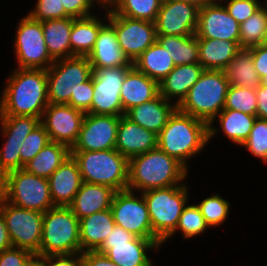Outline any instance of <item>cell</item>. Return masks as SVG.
Listing matches in <instances>:
<instances>
[{
    "label": "cell",
    "instance_id": "6da1fadb",
    "mask_svg": "<svg viewBox=\"0 0 267 266\" xmlns=\"http://www.w3.org/2000/svg\"><path fill=\"white\" fill-rule=\"evenodd\" d=\"M0 97V115L40 118L49 101L47 70L15 68Z\"/></svg>",
    "mask_w": 267,
    "mask_h": 266
},
{
    "label": "cell",
    "instance_id": "7a4b0ae2",
    "mask_svg": "<svg viewBox=\"0 0 267 266\" xmlns=\"http://www.w3.org/2000/svg\"><path fill=\"white\" fill-rule=\"evenodd\" d=\"M209 142V125L178 108L158 134V148L175 158L187 170L188 161Z\"/></svg>",
    "mask_w": 267,
    "mask_h": 266
},
{
    "label": "cell",
    "instance_id": "3957f363",
    "mask_svg": "<svg viewBox=\"0 0 267 266\" xmlns=\"http://www.w3.org/2000/svg\"><path fill=\"white\" fill-rule=\"evenodd\" d=\"M188 171L157 147L129 159L128 189L142 193L150 189L182 185Z\"/></svg>",
    "mask_w": 267,
    "mask_h": 266
},
{
    "label": "cell",
    "instance_id": "277c9868",
    "mask_svg": "<svg viewBox=\"0 0 267 266\" xmlns=\"http://www.w3.org/2000/svg\"><path fill=\"white\" fill-rule=\"evenodd\" d=\"M228 87L229 80L224 70L204 69L177 107L209 125L224 109Z\"/></svg>",
    "mask_w": 267,
    "mask_h": 266
},
{
    "label": "cell",
    "instance_id": "5b68a950",
    "mask_svg": "<svg viewBox=\"0 0 267 266\" xmlns=\"http://www.w3.org/2000/svg\"><path fill=\"white\" fill-rule=\"evenodd\" d=\"M83 182L110 186L116 191L128 189L129 160L116 149L71 151Z\"/></svg>",
    "mask_w": 267,
    "mask_h": 266
},
{
    "label": "cell",
    "instance_id": "8992f818",
    "mask_svg": "<svg viewBox=\"0 0 267 266\" xmlns=\"http://www.w3.org/2000/svg\"><path fill=\"white\" fill-rule=\"evenodd\" d=\"M186 184L155 188L142 192L153 233L163 242L176 234V226L188 203Z\"/></svg>",
    "mask_w": 267,
    "mask_h": 266
},
{
    "label": "cell",
    "instance_id": "52a82bcc",
    "mask_svg": "<svg viewBox=\"0 0 267 266\" xmlns=\"http://www.w3.org/2000/svg\"><path fill=\"white\" fill-rule=\"evenodd\" d=\"M82 253L80 221L69 207L55 206L43 213L39 255Z\"/></svg>",
    "mask_w": 267,
    "mask_h": 266
},
{
    "label": "cell",
    "instance_id": "ba28073f",
    "mask_svg": "<svg viewBox=\"0 0 267 266\" xmlns=\"http://www.w3.org/2000/svg\"><path fill=\"white\" fill-rule=\"evenodd\" d=\"M93 68L87 56L55 60L47 69L49 104H68L80 84L92 77Z\"/></svg>",
    "mask_w": 267,
    "mask_h": 266
},
{
    "label": "cell",
    "instance_id": "9c48e42d",
    "mask_svg": "<svg viewBox=\"0 0 267 266\" xmlns=\"http://www.w3.org/2000/svg\"><path fill=\"white\" fill-rule=\"evenodd\" d=\"M6 185V201L17 207L41 213L55 207L46 178L19 169L6 174Z\"/></svg>",
    "mask_w": 267,
    "mask_h": 266
},
{
    "label": "cell",
    "instance_id": "30bf717a",
    "mask_svg": "<svg viewBox=\"0 0 267 266\" xmlns=\"http://www.w3.org/2000/svg\"><path fill=\"white\" fill-rule=\"evenodd\" d=\"M14 40L17 68L47 70L54 59L50 56L43 36L42 22L22 17L17 24Z\"/></svg>",
    "mask_w": 267,
    "mask_h": 266
},
{
    "label": "cell",
    "instance_id": "8fae6325",
    "mask_svg": "<svg viewBox=\"0 0 267 266\" xmlns=\"http://www.w3.org/2000/svg\"><path fill=\"white\" fill-rule=\"evenodd\" d=\"M13 247L39 255L42 240L43 213L5 202L0 211Z\"/></svg>",
    "mask_w": 267,
    "mask_h": 266
},
{
    "label": "cell",
    "instance_id": "7c38bea8",
    "mask_svg": "<svg viewBox=\"0 0 267 266\" xmlns=\"http://www.w3.org/2000/svg\"><path fill=\"white\" fill-rule=\"evenodd\" d=\"M106 20L114 28L121 50L133 63L156 41L155 22L117 15L106 8Z\"/></svg>",
    "mask_w": 267,
    "mask_h": 266
},
{
    "label": "cell",
    "instance_id": "4fadbf2b",
    "mask_svg": "<svg viewBox=\"0 0 267 266\" xmlns=\"http://www.w3.org/2000/svg\"><path fill=\"white\" fill-rule=\"evenodd\" d=\"M129 189L116 191L110 207L115 225H118L136 237L159 239L152 230L146 202Z\"/></svg>",
    "mask_w": 267,
    "mask_h": 266
},
{
    "label": "cell",
    "instance_id": "5bb4252c",
    "mask_svg": "<svg viewBox=\"0 0 267 266\" xmlns=\"http://www.w3.org/2000/svg\"><path fill=\"white\" fill-rule=\"evenodd\" d=\"M131 67L93 68L91 114L125 115L120 90L125 75Z\"/></svg>",
    "mask_w": 267,
    "mask_h": 266
},
{
    "label": "cell",
    "instance_id": "9a60e30c",
    "mask_svg": "<svg viewBox=\"0 0 267 266\" xmlns=\"http://www.w3.org/2000/svg\"><path fill=\"white\" fill-rule=\"evenodd\" d=\"M2 136L6 139L0 148V171L9 173L20 169V148L26 137L40 124V118L0 115Z\"/></svg>",
    "mask_w": 267,
    "mask_h": 266
},
{
    "label": "cell",
    "instance_id": "2e32d148",
    "mask_svg": "<svg viewBox=\"0 0 267 266\" xmlns=\"http://www.w3.org/2000/svg\"><path fill=\"white\" fill-rule=\"evenodd\" d=\"M120 116L86 113L71 151L115 149Z\"/></svg>",
    "mask_w": 267,
    "mask_h": 266
},
{
    "label": "cell",
    "instance_id": "e0dca14e",
    "mask_svg": "<svg viewBox=\"0 0 267 266\" xmlns=\"http://www.w3.org/2000/svg\"><path fill=\"white\" fill-rule=\"evenodd\" d=\"M85 113L67 104H48L40 123L48 133L50 141L67 145L76 143Z\"/></svg>",
    "mask_w": 267,
    "mask_h": 266
},
{
    "label": "cell",
    "instance_id": "ac0fdd59",
    "mask_svg": "<svg viewBox=\"0 0 267 266\" xmlns=\"http://www.w3.org/2000/svg\"><path fill=\"white\" fill-rule=\"evenodd\" d=\"M197 6L173 0H163L155 21L156 35L190 36L196 33Z\"/></svg>",
    "mask_w": 267,
    "mask_h": 266
},
{
    "label": "cell",
    "instance_id": "d6986e66",
    "mask_svg": "<svg viewBox=\"0 0 267 266\" xmlns=\"http://www.w3.org/2000/svg\"><path fill=\"white\" fill-rule=\"evenodd\" d=\"M240 24L228 13L220 0L199 9L198 38L235 41L240 46Z\"/></svg>",
    "mask_w": 267,
    "mask_h": 266
},
{
    "label": "cell",
    "instance_id": "ffe728a7",
    "mask_svg": "<svg viewBox=\"0 0 267 266\" xmlns=\"http://www.w3.org/2000/svg\"><path fill=\"white\" fill-rule=\"evenodd\" d=\"M158 147V135L120 116L115 149L128 160Z\"/></svg>",
    "mask_w": 267,
    "mask_h": 266
},
{
    "label": "cell",
    "instance_id": "44dd1931",
    "mask_svg": "<svg viewBox=\"0 0 267 266\" xmlns=\"http://www.w3.org/2000/svg\"><path fill=\"white\" fill-rule=\"evenodd\" d=\"M87 58L92 68L133 66L121 50L116 32L108 22L100 29L94 47Z\"/></svg>",
    "mask_w": 267,
    "mask_h": 266
},
{
    "label": "cell",
    "instance_id": "7402d4cb",
    "mask_svg": "<svg viewBox=\"0 0 267 266\" xmlns=\"http://www.w3.org/2000/svg\"><path fill=\"white\" fill-rule=\"evenodd\" d=\"M50 195L54 206L68 207L82 184L77 162L70 156L49 178Z\"/></svg>",
    "mask_w": 267,
    "mask_h": 266
},
{
    "label": "cell",
    "instance_id": "603a6c76",
    "mask_svg": "<svg viewBox=\"0 0 267 266\" xmlns=\"http://www.w3.org/2000/svg\"><path fill=\"white\" fill-rule=\"evenodd\" d=\"M159 95V83L132 66L126 73L120 90L123 111L153 100Z\"/></svg>",
    "mask_w": 267,
    "mask_h": 266
},
{
    "label": "cell",
    "instance_id": "cb8c5ba5",
    "mask_svg": "<svg viewBox=\"0 0 267 266\" xmlns=\"http://www.w3.org/2000/svg\"><path fill=\"white\" fill-rule=\"evenodd\" d=\"M171 103L159 94L153 100L131 108L125 115L139 126L158 135L178 108L175 103Z\"/></svg>",
    "mask_w": 267,
    "mask_h": 266
},
{
    "label": "cell",
    "instance_id": "d4e9b609",
    "mask_svg": "<svg viewBox=\"0 0 267 266\" xmlns=\"http://www.w3.org/2000/svg\"><path fill=\"white\" fill-rule=\"evenodd\" d=\"M203 67L199 63L176 65L174 69L159 82V94L178 106L187 96L191 87L198 81Z\"/></svg>",
    "mask_w": 267,
    "mask_h": 266
},
{
    "label": "cell",
    "instance_id": "484cf974",
    "mask_svg": "<svg viewBox=\"0 0 267 266\" xmlns=\"http://www.w3.org/2000/svg\"><path fill=\"white\" fill-rule=\"evenodd\" d=\"M116 190L110 186L82 182L80 190L68 206L80 220L93 213L110 209Z\"/></svg>",
    "mask_w": 267,
    "mask_h": 266
},
{
    "label": "cell",
    "instance_id": "4316f807",
    "mask_svg": "<svg viewBox=\"0 0 267 266\" xmlns=\"http://www.w3.org/2000/svg\"><path fill=\"white\" fill-rule=\"evenodd\" d=\"M162 244L160 239L135 237L127 243L110 244L105 255L119 266H154L147 252L159 249Z\"/></svg>",
    "mask_w": 267,
    "mask_h": 266
},
{
    "label": "cell",
    "instance_id": "83f0119b",
    "mask_svg": "<svg viewBox=\"0 0 267 266\" xmlns=\"http://www.w3.org/2000/svg\"><path fill=\"white\" fill-rule=\"evenodd\" d=\"M79 221L82 252L97 251L115 226L111 209L93 213Z\"/></svg>",
    "mask_w": 267,
    "mask_h": 266
},
{
    "label": "cell",
    "instance_id": "f1b7e54d",
    "mask_svg": "<svg viewBox=\"0 0 267 266\" xmlns=\"http://www.w3.org/2000/svg\"><path fill=\"white\" fill-rule=\"evenodd\" d=\"M216 118L219 120L221 132L236 145H242L250 135L256 120L255 115H249L238 110L223 109L209 124V142L213 136L219 133L218 128L213 126Z\"/></svg>",
    "mask_w": 267,
    "mask_h": 266
},
{
    "label": "cell",
    "instance_id": "f546056e",
    "mask_svg": "<svg viewBox=\"0 0 267 266\" xmlns=\"http://www.w3.org/2000/svg\"><path fill=\"white\" fill-rule=\"evenodd\" d=\"M199 64L203 69L224 70L241 47L235 41L198 38Z\"/></svg>",
    "mask_w": 267,
    "mask_h": 266
},
{
    "label": "cell",
    "instance_id": "4dcf8cb0",
    "mask_svg": "<svg viewBox=\"0 0 267 266\" xmlns=\"http://www.w3.org/2000/svg\"><path fill=\"white\" fill-rule=\"evenodd\" d=\"M73 21V17L42 21L45 44L54 60L72 57L70 34Z\"/></svg>",
    "mask_w": 267,
    "mask_h": 266
},
{
    "label": "cell",
    "instance_id": "1f68e13d",
    "mask_svg": "<svg viewBox=\"0 0 267 266\" xmlns=\"http://www.w3.org/2000/svg\"><path fill=\"white\" fill-rule=\"evenodd\" d=\"M101 20L95 14L74 18L70 34L72 57L88 56L90 54L100 29L106 24L105 21Z\"/></svg>",
    "mask_w": 267,
    "mask_h": 266
},
{
    "label": "cell",
    "instance_id": "d6a6232c",
    "mask_svg": "<svg viewBox=\"0 0 267 266\" xmlns=\"http://www.w3.org/2000/svg\"><path fill=\"white\" fill-rule=\"evenodd\" d=\"M70 156L67 145L50 141L23 169L48 179Z\"/></svg>",
    "mask_w": 267,
    "mask_h": 266
},
{
    "label": "cell",
    "instance_id": "836d02e7",
    "mask_svg": "<svg viewBox=\"0 0 267 266\" xmlns=\"http://www.w3.org/2000/svg\"><path fill=\"white\" fill-rule=\"evenodd\" d=\"M132 64L137 70L158 83L175 67L167 49H164L157 41L148 47Z\"/></svg>",
    "mask_w": 267,
    "mask_h": 266
},
{
    "label": "cell",
    "instance_id": "e575fe53",
    "mask_svg": "<svg viewBox=\"0 0 267 266\" xmlns=\"http://www.w3.org/2000/svg\"><path fill=\"white\" fill-rule=\"evenodd\" d=\"M229 85L257 89L261 79L254 67L251 47L241 48L224 69Z\"/></svg>",
    "mask_w": 267,
    "mask_h": 266
},
{
    "label": "cell",
    "instance_id": "d590c367",
    "mask_svg": "<svg viewBox=\"0 0 267 266\" xmlns=\"http://www.w3.org/2000/svg\"><path fill=\"white\" fill-rule=\"evenodd\" d=\"M156 41L167 49L175 66L183 64L199 63L198 37L177 35H157Z\"/></svg>",
    "mask_w": 267,
    "mask_h": 266
},
{
    "label": "cell",
    "instance_id": "8d00e7d4",
    "mask_svg": "<svg viewBox=\"0 0 267 266\" xmlns=\"http://www.w3.org/2000/svg\"><path fill=\"white\" fill-rule=\"evenodd\" d=\"M163 0H112L110 8L120 16L155 22Z\"/></svg>",
    "mask_w": 267,
    "mask_h": 266
},
{
    "label": "cell",
    "instance_id": "74e56055",
    "mask_svg": "<svg viewBox=\"0 0 267 266\" xmlns=\"http://www.w3.org/2000/svg\"><path fill=\"white\" fill-rule=\"evenodd\" d=\"M267 30V6L264 4L240 24V47L250 48L263 44Z\"/></svg>",
    "mask_w": 267,
    "mask_h": 266
},
{
    "label": "cell",
    "instance_id": "f35d334b",
    "mask_svg": "<svg viewBox=\"0 0 267 266\" xmlns=\"http://www.w3.org/2000/svg\"><path fill=\"white\" fill-rule=\"evenodd\" d=\"M224 109L238 110L249 115L257 111L256 89L229 85Z\"/></svg>",
    "mask_w": 267,
    "mask_h": 266
},
{
    "label": "cell",
    "instance_id": "ab89813d",
    "mask_svg": "<svg viewBox=\"0 0 267 266\" xmlns=\"http://www.w3.org/2000/svg\"><path fill=\"white\" fill-rule=\"evenodd\" d=\"M196 205L209 228L220 226L228 218L230 202L218 194L207 197Z\"/></svg>",
    "mask_w": 267,
    "mask_h": 266
},
{
    "label": "cell",
    "instance_id": "60d3db41",
    "mask_svg": "<svg viewBox=\"0 0 267 266\" xmlns=\"http://www.w3.org/2000/svg\"><path fill=\"white\" fill-rule=\"evenodd\" d=\"M209 226L196 204L186 205L178 220L176 230H180L185 239L203 234Z\"/></svg>",
    "mask_w": 267,
    "mask_h": 266
},
{
    "label": "cell",
    "instance_id": "b9f144b4",
    "mask_svg": "<svg viewBox=\"0 0 267 266\" xmlns=\"http://www.w3.org/2000/svg\"><path fill=\"white\" fill-rule=\"evenodd\" d=\"M251 155L267 163V120L256 118L250 135L241 145Z\"/></svg>",
    "mask_w": 267,
    "mask_h": 266
},
{
    "label": "cell",
    "instance_id": "7bdbcfd3",
    "mask_svg": "<svg viewBox=\"0 0 267 266\" xmlns=\"http://www.w3.org/2000/svg\"><path fill=\"white\" fill-rule=\"evenodd\" d=\"M50 142L48 133L40 123L24 140L20 148V169L32 160Z\"/></svg>",
    "mask_w": 267,
    "mask_h": 266
},
{
    "label": "cell",
    "instance_id": "ee69618b",
    "mask_svg": "<svg viewBox=\"0 0 267 266\" xmlns=\"http://www.w3.org/2000/svg\"><path fill=\"white\" fill-rule=\"evenodd\" d=\"M36 21L70 17L64 10L61 0H37L34 9L27 14Z\"/></svg>",
    "mask_w": 267,
    "mask_h": 266
},
{
    "label": "cell",
    "instance_id": "f6af8a7d",
    "mask_svg": "<svg viewBox=\"0 0 267 266\" xmlns=\"http://www.w3.org/2000/svg\"><path fill=\"white\" fill-rule=\"evenodd\" d=\"M224 1L223 5L227 9L228 13L239 23L246 21L251 15H253L260 7L263 6V2L259 0H220Z\"/></svg>",
    "mask_w": 267,
    "mask_h": 266
},
{
    "label": "cell",
    "instance_id": "bcb514c9",
    "mask_svg": "<svg viewBox=\"0 0 267 266\" xmlns=\"http://www.w3.org/2000/svg\"><path fill=\"white\" fill-rule=\"evenodd\" d=\"M93 98V78L80 84V87L76 90L75 94H71L70 101L67 105H70L82 112L91 113V103Z\"/></svg>",
    "mask_w": 267,
    "mask_h": 266
},
{
    "label": "cell",
    "instance_id": "7dc6e473",
    "mask_svg": "<svg viewBox=\"0 0 267 266\" xmlns=\"http://www.w3.org/2000/svg\"><path fill=\"white\" fill-rule=\"evenodd\" d=\"M32 255L29 250L11 247L0 253V266H24Z\"/></svg>",
    "mask_w": 267,
    "mask_h": 266
},
{
    "label": "cell",
    "instance_id": "c3c4849f",
    "mask_svg": "<svg viewBox=\"0 0 267 266\" xmlns=\"http://www.w3.org/2000/svg\"><path fill=\"white\" fill-rule=\"evenodd\" d=\"M65 12L73 18H82L93 15L91 12L95 0H61Z\"/></svg>",
    "mask_w": 267,
    "mask_h": 266
},
{
    "label": "cell",
    "instance_id": "681fc988",
    "mask_svg": "<svg viewBox=\"0 0 267 266\" xmlns=\"http://www.w3.org/2000/svg\"><path fill=\"white\" fill-rule=\"evenodd\" d=\"M136 236L126 231L122 227L115 225L108 234L102 246L97 250L99 253L106 254L110 250V244H120L132 241Z\"/></svg>",
    "mask_w": 267,
    "mask_h": 266
},
{
    "label": "cell",
    "instance_id": "f907efd6",
    "mask_svg": "<svg viewBox=\"0 0 267 266\" xmlns=\"http://www.w3.org/2000/svg\"><path fill=\"white\" fill-rule=\"evenodd\" d=\"M46 266H83L82 253L45 256Z\"/></svg>",
    "mask_w": 267,
    "mask_h": 266
},
{
    "label": "cell",
    "instance_id": "816d5d0a",
    "mask_svg": "<svg viewBox=\"0 0 267 266\" xmlns=\"http://www.w3.org/2000/svg\"><path fill=\"white\" fill-rule=\"evenodd\" d=\"M254 67L262 79L267 75V46L264 44L251 47Z\"/></svg>",
    "mask_w": 267,
    "mask_h": 266
},
{
    "label": "cell",
    "instance_id": "f5cc1de1",
    "mask_svg": "<svg viewBox=\"0 0 267 266\" xmlns=\"http://www.w3.org/2000/svg\"><path fill=\"white\" fill-rule=\"evenodd\" d=\"M83 266H119L113 263L105 254L98 251L82 252Z\"/></svg>",
    "mask_w": 267,
    "mask_h": 266
},
{
    "label": "cell",
    "instance_id": "db71d44e",
    "mask_svg": "<svg viewBox=\"0 0 267 266\" xmlns=\"http://www.w3.org/2000/svg\"><path fill=\"white\" fill-rule=\"evenodd\" d=\"M257 94V111L256 117L267 120V87L259 85L256 89Z\"/></svg>",
    "mask_w": 267,
    "mask_h": 266
},
{
    "label": "cell",
    "instance_id": "11a10c76",
    "mask_svg": "<svg viewBox=\"0 0 267 266\" xmlns=\"http://www.w3.org/2000/svg\"><path fill=\"white\" fill-rule=\"evenodd\" d=\"M11 247L13 246L8 234V230L6 228V222L2 213L0 212V253L3 250L9 249Z\"/></svg>",
    "mask_w": 267,
    "mask_h": 266
},
{
    "label": "cell",
    "instance_id": "9f6ffc18",
    "mask_svg": "<svg viewBox=\"0 0 267 266\" xmlns=\"http://www.w3.org/2000/svg\"><path fill=\"white\" fill-rule=\"evenodd\" d=\"M6 173L0 171V211L3 204L6 202Z\"/></svg>",
    "mask_w": 267,
    "mask_h": 266
},
{
    "label": "cell",
    "instance_id": "6f0895ef",
    "mask_svg": "<svg viewBox=\"0 0 267 266\" xmlns=\"http://www.w3.org/2000/svg\"><path fill=\"white\" fill-rule=\"evenodd\" d=\"M24 266H46L45 264V256H41L38 254H33Z\"/></svg>",
    "mask_w": 267,
    "mask_h": 266
},
{
    "label": "cell",
    "instance_id": "680465c9",
    "mask_svg": "<svg viewBox=\"0 0 267 266\" xmlns=\"http://www.w3.org/2000/svg\"><path fill=\"white\" fill-rule=\"evenodd\" d=\"M173 1L186 2V3L193 4V5L197 6L198 8H202L205 5H207L211 2H214L215 0H173Z\"/></svg>",
    "mask_w": 267,
    "mask_h": 266
},
{
    "label": "cell",
    "instance_id": "91938a15",
    "mask_svg": "<svg viewBox=\"0 0 267 266\" xmlns=\"http://www.w3.org/2000/svg\"><path fill=\"white\" fill-rule=\"evenodd\" d=\"M99 5H101V8H108L111 4L112 0H95Z\"/></svg>",
    "mask_w": 267,
    "mask_h": 266
},
{
    "label": "cell",
    "instance_id": "94428289",
    "mask_svg": "<svg viewBox=\"0 0 267 266\" xmlns=\"http://www.w3.org/2000/svg\"><path fill=\"white\" fill-rule=\"evenodd\" d=\"M261 85L267 87V75H265V76L261 79Z\"/></svg>",
    "mask_w": 267,
    "mask_h": 266
},
{
    "label": "cell",
    "instance_id": "6125c7cd",
    "mask_svg": "<svg viewBox=\"0 0 267 266\" xmlns=\"http://www.w3.org/2000/svg\"><path fill=\"white\" fill-rule=\"evenodd\" d=\"M263 44L267 46V30H266V34H265V38H264Z\"/></svg>",
    "mask_w": 267,
    "mask_h": 266
}]
</instances>
